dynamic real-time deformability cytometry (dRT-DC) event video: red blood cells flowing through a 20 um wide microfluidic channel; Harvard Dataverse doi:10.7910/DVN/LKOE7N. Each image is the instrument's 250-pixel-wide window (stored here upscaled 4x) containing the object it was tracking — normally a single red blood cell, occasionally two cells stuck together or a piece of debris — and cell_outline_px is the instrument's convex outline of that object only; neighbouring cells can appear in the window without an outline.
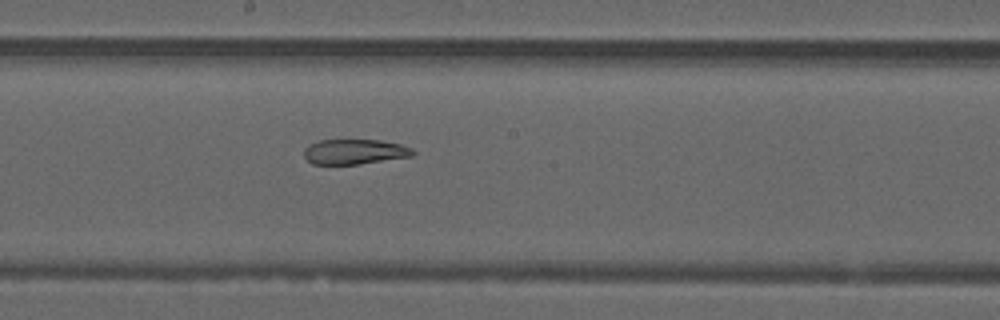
{"species": "common noctule bat (a hibernating species)", "species_latin": "Nyctalus noctula", "temperature_condition": "warm", "stored_images_in_passage": 51, "segment_of_instrument_passage": [2, 2], "camera_frame_rate_fps": 3000, "um_per_image_px": 0.085, "animal": {"sex": "male", "forearm_length_mm": 52.5}, "frame": {"image": 1, "passage_image": 28, "time_ms": 9.0, "image_size_px": [1000, 320], "cell_outline_px": [[416, 152], [412, 156], [360, 164], [312, 164], [304, 156], [304, 148], [308, 144], [320, 140], [380, 140], [400, 144], [412, 148]], "centroid_in_image_um": [30.14, 12.89], "position_along_channel_um": 218.1, "area_um2": 15.95}}
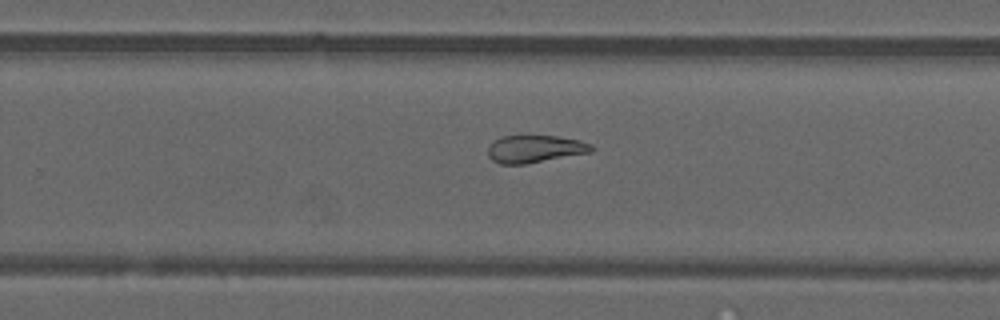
{"frame": {"image": 2, "passage_image": 33, "time_ms": 10.667, "image_size_px": [1000, 320], "cell_outline_px": [[596, 148], [592, 152], [524, 164], [500, 164], [492, 160], [488, 156], [488, 148], [500, 136], [556, 136], [580, 140], [592, 144]], "centroid_in_image_um": [45.51, 12.66], "position_along_channel_um": 284.3, "area_um2": 16.53}}
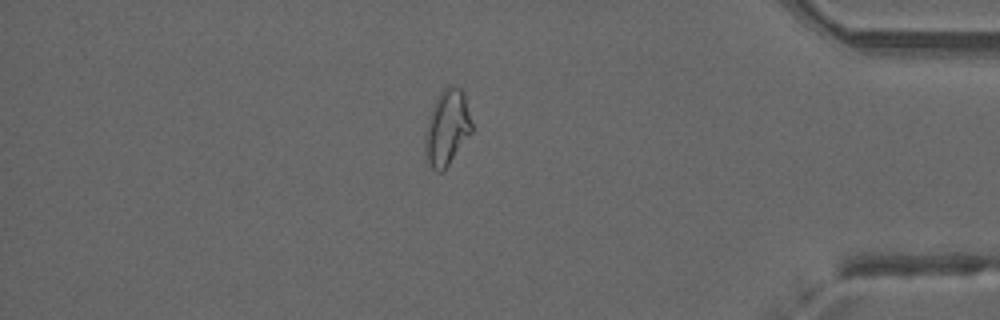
{"frame": {"image": 3, "passage_image": 44, "time_ms": 14.333, "image_size_px": [1000, 320], "cell_outline_px": [[472, 132], [448, 164], [440, 172], [436, 172], [432, 168], [428, 160], [424, 140], [428, 120], [432, 108], [440, 92], [448, 84], [456, 84], [464, 92], [472, 124]], "centroid_in_image_um": [38.02, 10.79], "position_along_channel_um": 397.2, "area_um2": 20.23}}